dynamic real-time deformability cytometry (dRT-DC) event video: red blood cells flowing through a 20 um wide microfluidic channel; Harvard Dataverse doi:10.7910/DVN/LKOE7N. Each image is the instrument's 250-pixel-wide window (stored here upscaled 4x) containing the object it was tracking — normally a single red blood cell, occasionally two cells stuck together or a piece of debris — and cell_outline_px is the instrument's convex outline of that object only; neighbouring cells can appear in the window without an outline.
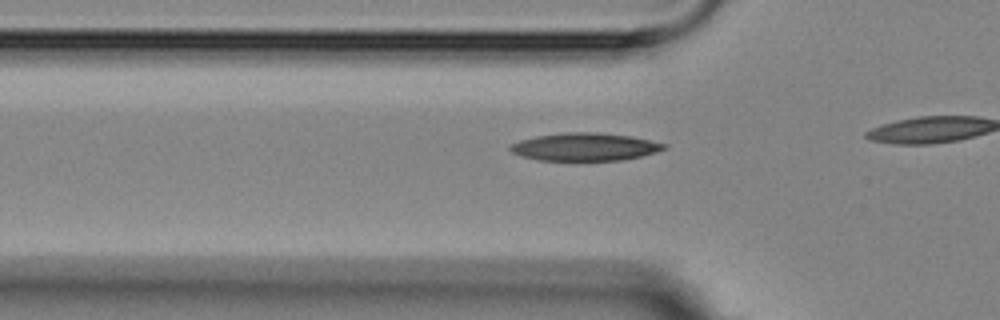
{"species": "Egyptian fruit bat (a non-hibernating species)", "species_latin": "Rousettus aegyptiacus", "temperature_condition": "room temperature", "stored_images_in_passage": 8, "camera_frame_rate_fps": 3000, "um_per_image_px": 0.085, "animal": {"sex": "female"}, "frame": {"image": 1, "passage_image": 6, "time_ms": 7.333, "image_size_px": [1000, 320], "cell_outline_px": [[668, 148], [656, 152], [640, 156], [620, 160], [540, 160], [520, 156], [512, 152], [508, 148], [512, 144], [520, 140], [536, 136], [560, 132], [600, 132], [632, 136], [668, 144]], "centroid_in_image_um": [49.73, 12.47], "position_along_channel_um": 76.1, "area_um2": 25.03}}